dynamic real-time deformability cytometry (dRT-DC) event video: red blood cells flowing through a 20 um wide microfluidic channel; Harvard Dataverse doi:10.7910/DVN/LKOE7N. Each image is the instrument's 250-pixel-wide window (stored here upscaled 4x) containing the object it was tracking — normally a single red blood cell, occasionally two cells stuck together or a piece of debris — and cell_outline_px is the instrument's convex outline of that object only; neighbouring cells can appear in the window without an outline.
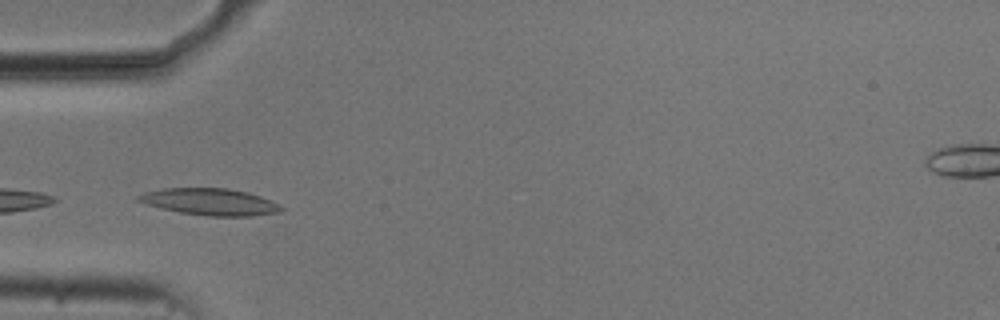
{"species": "common noctule bat (a hibernating species)", "species_latin": "Nyctalus noctula", "temperature_condition": "cold", "stored_images_in_passage": 19, "camera_frame_rate_fps": 3000, "um_per_image_px": 0.085, "animal": {"sex": "male", "body_mass_g": 20.5, "forearm_length_mm": 52.5}, "frame": {"image": 1, "passage_image": 1, "time_ms": 0.0, "image_size_px": [1000, 320], "cell_outline_px": [[284, 208], [280, 212], [252, 216], [208, 216], [180, 212], [160, 208], [136, 200], [136, 196], [144, 192], [164, 188], [228, 188], [248, 192], [260, 196]], "centroid_in_image_um": [17.82, 17.15], "position_along_channel_um": 67.2, "area_um2": 22.14}}
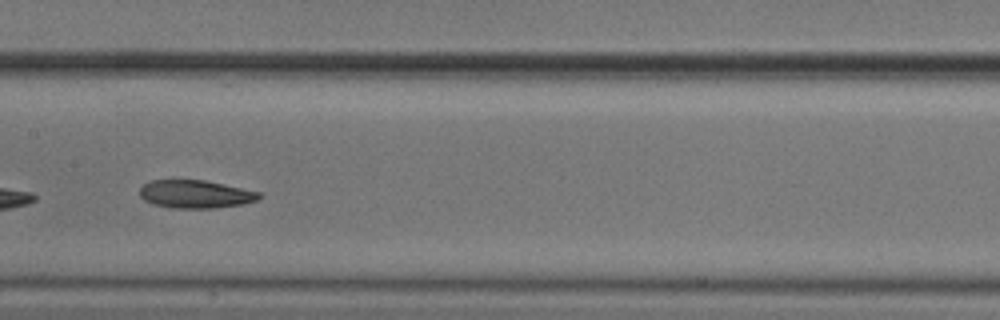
{"frame": {"image": 2, "passage_image": 11, "time_ms": 3.333, "image_size_px": [1000, 320], "cell_outline_px": [[264, 196], [256, 200], [244, 204], [216, 208], [172, 208], [152, 204], [144, 200], [140, 196], [140, 188], [144, 184], [152, 180], [204, 180], [224, 184], [260, 192]], "centroid_in_image_um": [16.63, 16.51], "position_along_channel_um": 190.8, "area_um2": 19.59}}
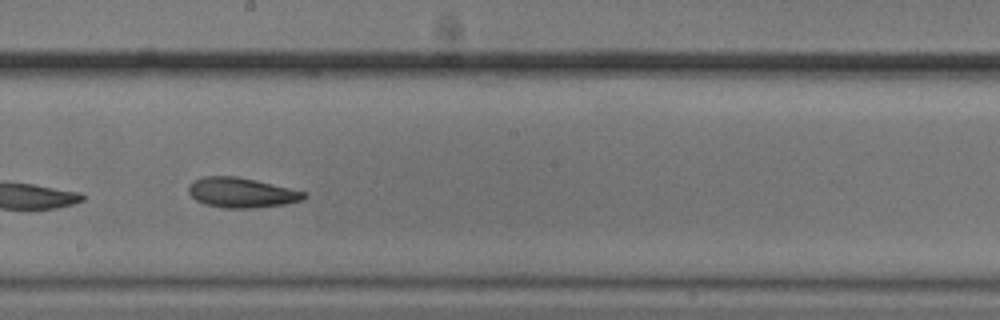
{"frame": {"image": 3, "passage_image": 14, "time_ms": 4.333, "image_size_px": [1000, 320], "cell_outline_px": [[308, 196], [304, 200], [284, 204], [256, 208], [224, 208], [204, 204], [196, 200], [188, 192], [188, 184], [204, 176], [236, 176], [256, 180], [308, 192]], "centroid_in_image_um": [20.56, 16.38], "position_along_channel_um": 227.6, "area_um2": 20.35}}